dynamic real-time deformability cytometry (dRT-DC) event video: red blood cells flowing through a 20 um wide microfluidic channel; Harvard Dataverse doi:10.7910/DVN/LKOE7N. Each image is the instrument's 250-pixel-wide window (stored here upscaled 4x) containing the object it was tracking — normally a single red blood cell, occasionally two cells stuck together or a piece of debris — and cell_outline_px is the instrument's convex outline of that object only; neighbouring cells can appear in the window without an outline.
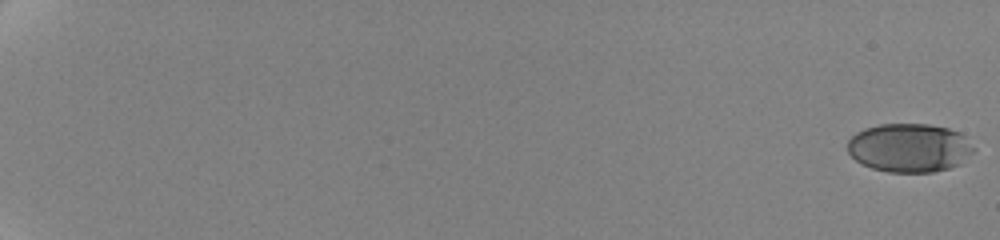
{"species": "human", "species_latin": "Homo sapiens", "temperature_condition": "cold", "stored_images_in_passage": 12, "camera_frame_rate_fps": 3000, "um_per_image_px": 0.085, "donor": {"sex": "female"}, "frame": {"image": 1, "passage_image": 1, "time_ms": 0.0, "image_size_px": [1000, 240], "cell_outline_px": [[976, 148], [960, 164], [948, 168], [932, 172], [888, 172], [872, 168], [860, 164], [848, 152], [848, 140], [856, 132], [864, 128], [880, 124], [928, 124], [948, 128], [960, 132]], "centroid_in_image_um": [77.29, 12.56], "position_along_channel_um": 7.7, "area_um2": 35.89}}
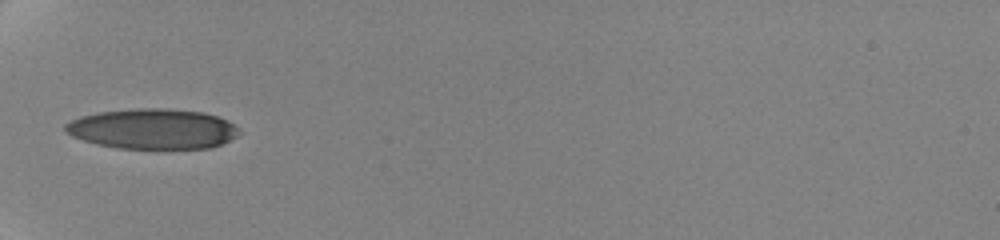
{"frame": {"image": 2, "passage_image": 10, "time_ms": 8.333, "image_size_px": [1000, 240], "cell_outline_px": [[240, 132], [236, 136], [212, 148], [116, 148], [96, 144], [72, 136], [64, 132], [64, 124], [80, 116], [100, 112], [136, 108], [168, 108], [204, 112], [228, 120]], "centroid_in_image_um": [12.94, 10.95], "position_along_channel_um": 72.1, "area_um2": 40.69}}
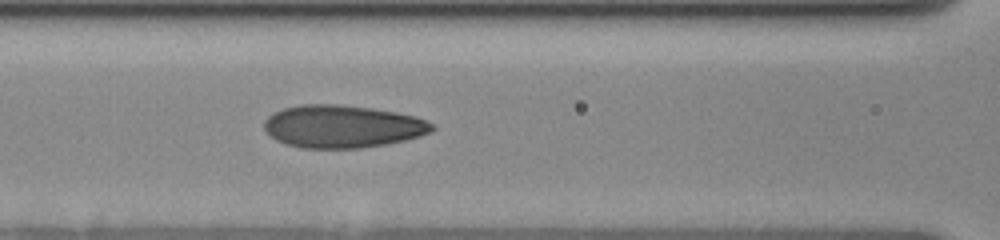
{"frame": {"image": 3, "passage_image": 12, "time_ms": 10.333, "image_size_px": [1000, 240], "cell_outline_px": [[436, 128], [432, 132], [420, 136], [388, 144], [360, 148], [300, 148], [276, 140], [264, 128], [264, 120], [268, 116], [284, 108], [300, 104], [336, 104], [372, 108], [396, 112], [416, 116], [432, 124]], "centroid_in_image_um": [29.13, 10.75], "position_along_channel_um": 137.5, "area_um2": 41.73}}